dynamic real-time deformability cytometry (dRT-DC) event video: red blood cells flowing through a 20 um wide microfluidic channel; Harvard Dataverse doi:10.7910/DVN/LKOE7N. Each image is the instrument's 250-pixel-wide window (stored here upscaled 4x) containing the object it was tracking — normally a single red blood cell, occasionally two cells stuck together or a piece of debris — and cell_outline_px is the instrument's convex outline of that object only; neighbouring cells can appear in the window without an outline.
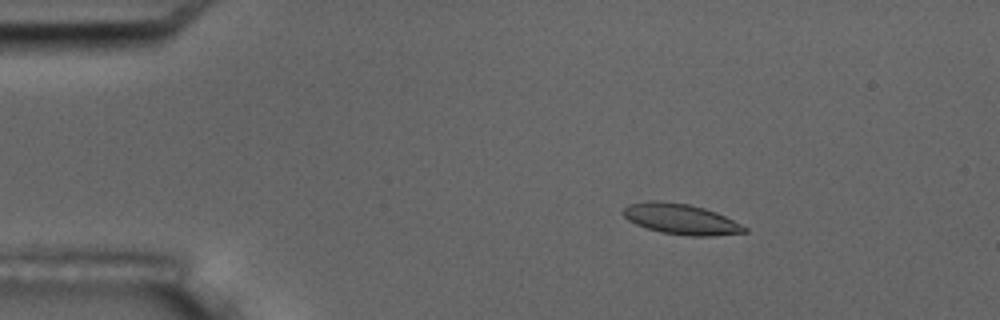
{"species": "common noctule bat (a hibernating species)", "species_latin": "Nyctalus noctula", "temperature_condition": "room temperature", "stored_images_in_passage": 5, "camera_frame_rate_fps": 3000, "um_per_image_px": 0.085, "animal": {"sex": "male", "body_mass_g": 17.5, "forearm_length_mm": 52.3}, "frame": {"image": 1, "passage_image": 3, "time_ms": 2.333, "image_size_px": [1000, 320], "cell_outline_px": [[748, 232], [712, 236], [688, 236], [660, 232], [636, 224], [628, 220], [620, 212], [628, 204], [648, 200], [660, 200], [688, 204], [704, 208], [716, 212], [748, 228]], "centroid_in_image_um": [57.84, 18.61], "position_along_channel_um": 27.2, "area_um2": 21.68}}